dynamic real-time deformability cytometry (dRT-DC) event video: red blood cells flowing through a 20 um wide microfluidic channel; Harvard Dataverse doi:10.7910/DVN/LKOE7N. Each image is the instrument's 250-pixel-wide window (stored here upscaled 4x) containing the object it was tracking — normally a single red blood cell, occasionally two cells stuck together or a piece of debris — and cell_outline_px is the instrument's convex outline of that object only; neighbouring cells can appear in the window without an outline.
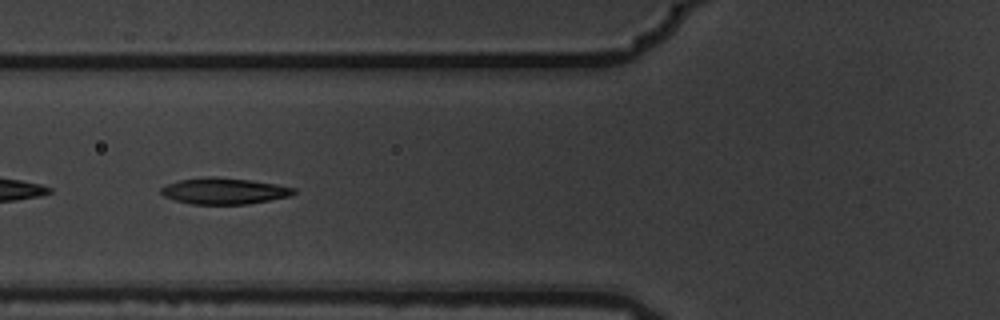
{"species": "common noctule bat (a hibernating species)", "species_latin": "Nyctalus noctula", "temperature_condition": "warm", "stored_images_in_passage": 7, "camera_frame_rate_fps": 3000, "um_per_image_px": 0.085, "animal": {"sex": "male", "body_mass_g": 19.5, "forearm_length_mm": 54.6}, "frame": {"image": 1, "passage_image": 6, "time_ms": 1.667, "image_size_px": [1000, 320], "cell_outline_px": [[296, 192], [292, 196], [248, 204], [192, 204], [176, 200], [164, 196], [160, 192], [160, 188], [168, 184], [180, 180], [208, 176], [212, 176], [252, 180], [276, 184], [296, 188]], "centroid_in_image_um": [19.09, 16.23], "position_along_channel_um": 106.7, "area_um2": 20.35}}
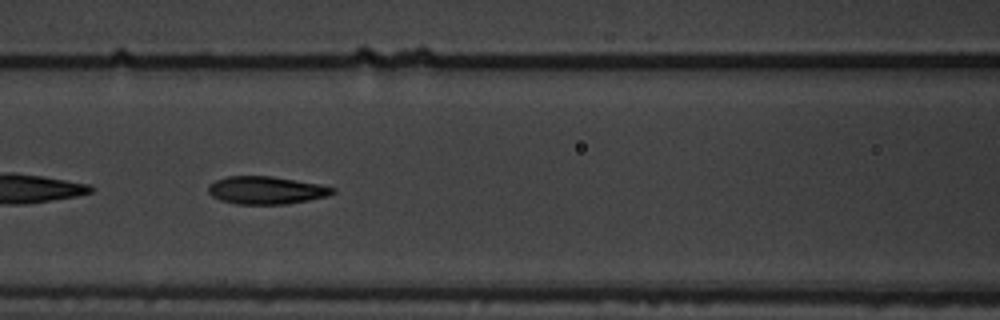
{"frame": {"image": 2, "passage_image": 7, "time_ms": 2.0, "image_size_px": [1000, 320], "cell_outline_px": [[336, 192], [328, 196], [288, 204], [236, 204], [220, 200], [212, 196], [208, 192], [208, 184], [216, 180], [228, 176], [272, 176], [316, 184], [336, 188]], "centroid_in_image_um": [22.6, 16.17], "position_along_channel_um": 144.0, "area_um2": 20.06}}